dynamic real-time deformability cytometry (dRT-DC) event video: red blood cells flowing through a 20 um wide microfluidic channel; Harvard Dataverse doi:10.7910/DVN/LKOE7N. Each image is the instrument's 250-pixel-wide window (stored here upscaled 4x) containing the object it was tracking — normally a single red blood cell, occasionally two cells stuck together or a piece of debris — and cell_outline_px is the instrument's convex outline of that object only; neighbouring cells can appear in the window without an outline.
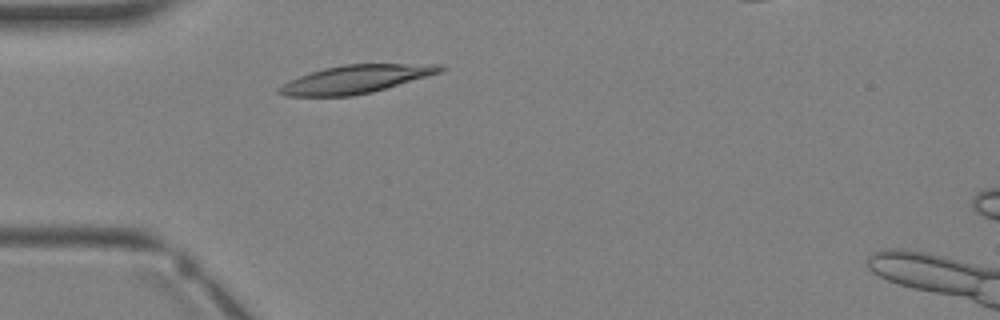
{"species": "Egyptian fruit bat (a non-hibernating species)", "species_latin": "Rousettus aegyptiacus", "temperature_condition": "warm", "stored_images_in_passage": 3, "camera_frame_rate_fps": 3000, "um_per_image_px": 0.085, "animal": {"sex": "female"}, "frame": {"image": 1, "passage_image": 2, "time_ms": 1.333, "image_size_px": [1000, 320], "cell_outline_px": [[448, 68], [440, 72], [372, 92], [352, 96], [288, 96], [276, 92], [276, 88], [280, 84], [288, 80], [324, 68], [344, 64], [440, 64]], "centroid_in_image_um": [30.19, 6.73], "position_along_channel_um": 54.8, "area_um2": 26.24}}